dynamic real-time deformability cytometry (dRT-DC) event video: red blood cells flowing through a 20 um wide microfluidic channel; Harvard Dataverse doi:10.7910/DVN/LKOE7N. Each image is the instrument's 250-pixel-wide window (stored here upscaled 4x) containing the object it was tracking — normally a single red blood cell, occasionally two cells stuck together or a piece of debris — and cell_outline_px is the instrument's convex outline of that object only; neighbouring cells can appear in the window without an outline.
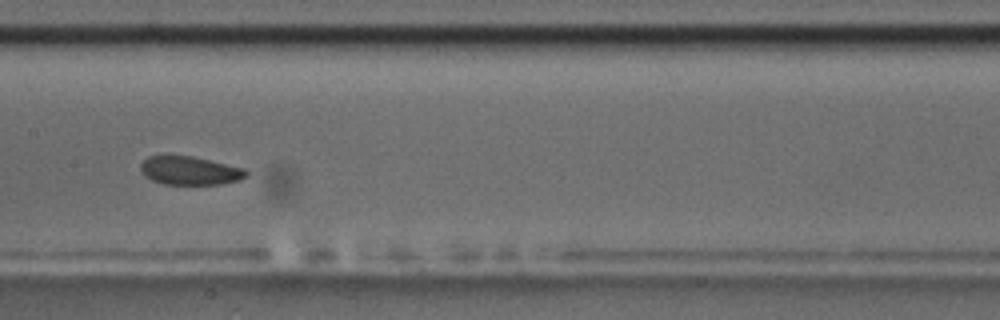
{"species": "common noctule bat (a hibernating species)", "species_latin": "Nyctalus noctula", "temperature_condition": "room temperature", "stored_images_in_passage": 9, "camera_frame_rate_fps": 3000, "um_per_image_px": 0.085, "animal": {"sex": "male", "body_mass_g": 17.5, "forearm_length_mm": 52.3}, "frame": {"image": 1, "passage_image": 8, "time_ms": 8.333, "image_size_px": [1000, 320], "cell_outline_px": [[248, 176], [240, 180], [220, 184], [164, 184], [152, 180], [144, 176], [140, 168], [140, 164], [148, 156], [192, 156], [244, 168], [248, 172]], "centroid_in_image_um": [16.14, 14.51], "position_along_channel_um": 191.3, "area_um2": 17.46}}